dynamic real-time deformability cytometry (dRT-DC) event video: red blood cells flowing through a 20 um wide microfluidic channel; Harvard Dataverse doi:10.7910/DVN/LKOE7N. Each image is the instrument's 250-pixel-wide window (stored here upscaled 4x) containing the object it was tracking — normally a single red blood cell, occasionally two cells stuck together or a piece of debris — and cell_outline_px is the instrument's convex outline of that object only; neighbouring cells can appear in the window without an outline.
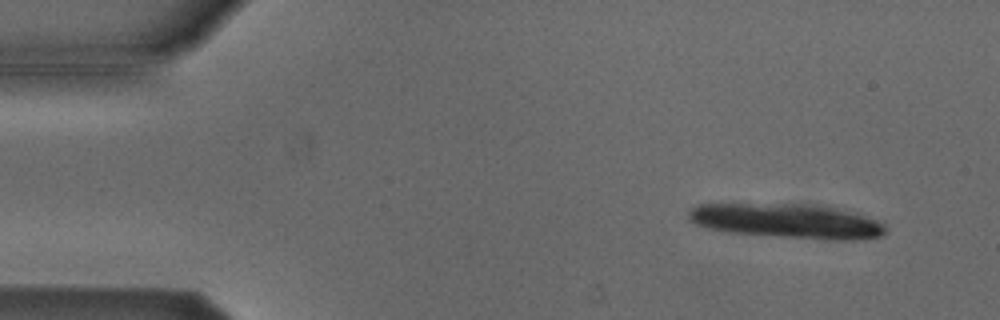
{"species": "Egyptian fruit bat (a non-hibernating species)", "species_latin": "Rousettus aegyptiacus", "temperature_condition": "cold", "stored_images_in_passage": 12, "camera_frame_rate_fps": 3000, "um_per_image_px": 0.085, "animal": {"sex": "male"}, "frame": {"image": 1, "passage_image": 3, "time_ms": 0.667, "image_size_px": [1000, 320], "cell_outline_px": [[884, 232], [880, 236], [852, 240], [824, 240], [728, 232], [708, 228], [696, 224], [688, 220], [688, 212], [692, 208], [700, 204], [812, 204], [848, 208], [876, 220], [884, 224]], "centroid_in_image_um": [66.95, 18.77], "position_along_channel_um": 18.1, "area_um2": 40.06}}